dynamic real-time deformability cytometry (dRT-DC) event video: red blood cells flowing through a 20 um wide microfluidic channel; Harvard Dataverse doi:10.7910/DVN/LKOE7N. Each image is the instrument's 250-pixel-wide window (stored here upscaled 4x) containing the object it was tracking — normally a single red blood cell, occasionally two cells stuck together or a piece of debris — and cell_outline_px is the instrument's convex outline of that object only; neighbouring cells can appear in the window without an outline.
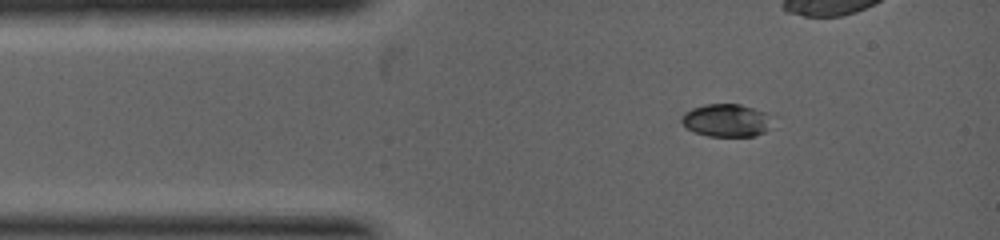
{"species": "common noctule bat (a hibernating species)", "species_latin": "Nyctalus noctula", "temperature_condition": "warm", "stored_images_in_passage": 3, "camera_frame_rate_fps": 5000, "um_per_image_px": 0.085, "animal": {"sex": "female", "body_mass_g": 19.0, "forearm_length_mm": 53.3}, "frame": {"image": 1, "passage_image": 1, "time_ms": 0.0, "image_size_px": [1000, 240], "cell_outline_px": [[776, 116], [768, 128], [764, 132], [752, 136], [708, 136], [696, 132], [688, 128], [680, 120], [684, 112], [692, 108], [704, 104], [740, 104], [768, 112]], "centroid_in_image_um": [61.81, 10.21], "position_along_channel_um": 23.2, "area_um2": 17.57}}
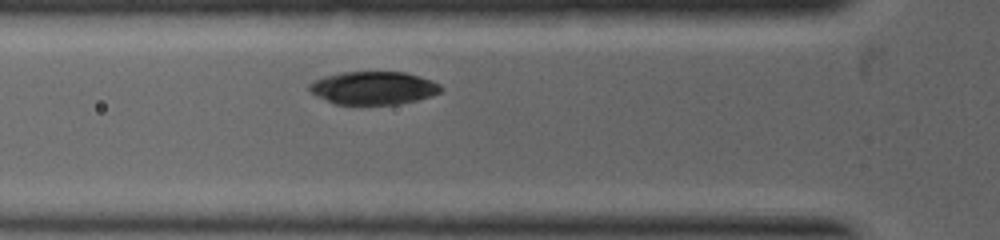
{"frame": {"image": 2, "passage_image": 3, "time_ms": 2.0, "image_size_px": [1000, 240], "cell_outline_px": [[444, 88], [440, 92], [416, 100], [396, 104], [336, 104], [316, 96], [308, 92], [308, 84], [324, 76], [344, 72], [404, 72], [432, 80], [440, 84]], "centroid_in_image_um": [31.71, 7.47], "position_along_channel_um": 94.1, "area_um2": 25.2}}